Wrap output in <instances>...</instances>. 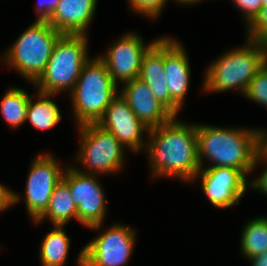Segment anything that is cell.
<instances>
[{"label":"cell","instance_id":"cell-15","mask_svg":"<svg viewBox=\"0 0 267 266\" xmlns=\"http://www.w3.org/2000/svg\"><path fill=\"white\" fill-rule=\"evenodd\" d=\"M120 95L127 101L136 117L149 129L168 122L174 116L139 78L124 83Z\"/></svg>","mask_w":267,"mask_h":266},{"label":"cell","instance_id":"cell-19","mask_svg":"<svg viewBox=\"0 0 267 266\" xmlns=\"http://www.w3.org/2000/svg\"><path fill=\"white\" fill-rule=\"evenodd\" d=\"M71 238H68L64 227L55 225L42 240L40 259L42 266H64L70 249Z\"/></svg>","mask_w":267,"mask_h":266},{"label":"cell","instance_id":"cell-10","mask_svg":"<svg viewBox=\"0 0 267 266\" xmlns=\"http://www.w3.org/2000/svg\"><path fill=\"white\" fill-rule=\"evenodd\" d=\"M63 169L50 153L37 156L31 164L24 197L33 221L47 209L53 190L63 177Z\"/></svg>","mask_w":267,"mask_h":266},{"label":"cell","instance_id":"cell-30","mask_svg":"<svg viewBox=\"0 0 267 266\" xmlns=\"http://www.w3.org/2000/svg\"><path fill=\"white\" fill-rule=\"evenodd\" d=\"M267 131L259 129V153L267 159Z\"/></svg>","mask_w":267,"mask_h":266},{"label":"cell","instance_id":"cell-17","mask_svg":"<svg viewBox=\"0 0 267 266\" xmlns=\"http://www.w3.org/2000/svg\"><path fill=\"white\" fill-rule=\"evenodd\" d=\"M164 74V37H160L144 54L139 79L149 86L157 100L171 112V96Z\"/></svg>","mask_w":267,"mask_h":266},{"label":"cell","instance_id":"cell-6","mask_svg":"<svg viewBox=\"0 0 267 266\" xmlns=\"http://www.w3.org/2000/svg\"><path fill=\"white\" fill-rule=\"evenodd\" d=\"M60 35L47 21H35L15 40L3 60L34 84L45 71Z\"/></svg>","mask_w":267,"mask_h":266},{"label":"cell","instance_id":"cell-21","mask_svg":"<svg viewBox=\"0 0 267 266\" xmlns=\"http://www.w3.org/2000/svg\"><path fill=\"white\" fill-rule=\"evenodd\" d=\"M241 251L250 259L267 251V217L250 220L241 235Z\"/></svg>","mask_w":267,"mask_h":266},{"label":"cell","instance_id":"cell-2","mask_svg":"<svg viewBox=\"0 0 267 266\" xmlns=\"http://www.w3.org/2000/svg\"><path fill=\"white\" fill-rule=\"evenodd\" d=\"M243 129L196 124L200 167L204 157L213 162L210 167H232L246 177L257 166L259 130Z\"/></svg>","mask_w":267,"mask_h":266},{"label":"cell","instance_id":"cell-33","mask_svg":"<svg viewBox=\"0 0 267 266\" xmlns=\"http://www.w3.org/2000/svg\"><path fill=\"white\" fill-rule=\"evenodd\" d=\"M262 2H263V7L267 6V0H262Z\"/></svg>","mask_w":267,"mask_h":266},{"label":"cell","instance_id":"cell-31","mask_svg":"<svg viewBox=\"0 0 267 266\" xmlns=\"http://www.w3.org/2000/svg\"><path fill=\"white\" fill-rule=\"evenodd\" d=\"M252 261V266H267V251L263 254L253 256L249 259Z\"/></svg>","mask_w":267,"mask_h":266},{"label":"cell","instance_id":"cell-7","mask_svg":"<svg viewBox=\"0 0 267 266\" xmlns=\"http://www.w3.org/2000/svg\"><path fill=\"white\" fill-rule=\"evenodd\" d=\"M81 133V148L76 159L90 170L79 172L87 175L116 173L123 166L124 146L111 133L100 128L97 124L79 126Z\"/></svg>","mask_w":267,"mask_h":266},{"label":"cell","instance_id":"cell-18","mask_svg":"<svg viewBox=\"0 0 267 266\" xmlns=\"http://www.w3.org/2000/svg\"><path fill=\"white\" fill-rule=\"evenodd\" d=\"M72 218L77 220V208L70 194L69 186L61 179L55 186L45 212L34 222L49 219L54 225L65 226Z\"/></svg>","mask_w":267,"mask_h":266},{"label":"cell","instance_id":"cell-5","mask_svg":"<svg viewBox=\"0 0 267 266\" xmlns=\"http://www.w3.org/2000/svg\"><path fill=\"white\" fill-rule=\"evenodd\" d=\"M87 40V34L58 37L45 71L34 83L39 92L56 95L66 89L73 90L83 65L90 59Z\"/></svg>","mask_w":267,"mask_h":266},{"label":"cell","instance_id":"cell-16","mask_svg":"<svg viewBox=\"0 0 267 266\" xmlns=\"http://www.w3.org/2000/svg\"><path fill=\"white\" fill-rule=\"evenodd\" d=\"M96 5L97 0H60L47 22L61 34L86 35Z\"/></svg>","mask_w":267,"mask_h":266},{"label":"cell","instance_id":"cell-8","mask_svg":"<svg viewBox=\"0 0 267 266\" xmlns=\"http://www.w3.org/2000/svg\"><path fill=\"white\" fill-rule=\"evenodd\" d=\"M134 244L135 230L115 224L83 247L78 266H125Z\"/></svg>","mask_w":267,"mask_h":266},{"label":"cell","instance_id":"cell-3","mask_svg":"<svg viewBox=\"0 0 267 266\" xmlns=\"http://www.w3.org/2000/svg\"><path fill=\"white\" fill-rule=\"evenodd\" d=\"M242 48L231 50L211 63L205 74L206 92L239 90L245 93L251 80L267 62V44L247 40Z\"/></svg>","mask_w":267,"mask_h":266},{"label":"cell","instance_id":"cell-27","mask_svg":"<svg viewBox=\"0 0 267 266\" xmlns=\"http://www.w3.org/2000/svg\"><path fill=\"white\" fill-rule=\"evenodd\" d=\"M36 6L38 18L36 21H48L52 13L55 11L60 0H38Z\"/></svg>","mask_w":267,"mask_h":266},{"label":"cell","instance_id":"cell-9","mask_svg":"<svg viewBox=\"0 0 267 266\" xmlns=\"http://www.w3.org/2000/svg\"><path fill=\"white\" fill-rule=\"evenodd\" d=\"M62 180L69 186L77 220L93 230H99L106 215L104 190L95 175L79 172L75 167L65 168Z\"/></svg>","mask_w":267,"mask_h":266},{"label":"cell","instance_id":"cell-28","mask_svg":"<svg viewBox=\"0 0 267 266\" xmlns=\"http://www.w3.org/2000/svg\"><path fill=\"white\" fill-rule=\"evenodd\" d=\"M20 198V195L0 184V212L19 202Z\"/></svg>","mask_w":267,"mask_h":266},{"label":"cell","instance_id":"cell-25","mask_svg":"<svg viewBox=\"0 0 267 266\" xmlns=\"http://www.w3.org/2000/svg\"><path fill=\"white\" fill-rule=\"evenodd\" d=\"M168 0H129L130 6L137 13L149 18H156L164 8Z\"/></svg>","mask_w":267,"mask_h":266},{"label":"cell","instance_id":"cell-13","mask_svg":"<svg viewBox=\"0 0 267 266\" xmlns=\"http://www.w3.org/2000/svg\"><path fill=\"white\" fill-rule=\"evenodd\" d=\"M197 177L201 178L204 194L217 208L238 204L248 186L246 177L232 167H202Z\"/></svg>","mask_w":267,"mask_h":266},{"label":"cell","instance_id":"cell-11","mask_svg":"<svg viewBox=\"0 0 267 266\" xmlns=\"http://www.w3.org/2000/svg\"><path fill=\"white\" fill-rule=\"evenodd\" d=\"M157 40L145 46L142 38L136 33L124 34L99 58L106 64L114 82L118 84L120 81L124 84L139 78L142 58Z\"/></svg>","mask_w":267,"mask_h":266},{"label":"cell","instance_id":"cell-4","mask_svg":"<svg viewBox=\"0 0 267 266\" xmlns=\"http://www.w3.org/2000/svg\"><path fill=\"white\" fill-rule=\"evenodd\" d=\"M117 87L106 64L99 57L89 59L83 65L77 83L70 91L74 118L78 126L96 124L118 95Z\"/></svg>","mask_w":267,"mask_h":266},{"label":"cell","instance_id":"cell-32","mask_svg":"<svg viewBox=\"0 0 267 266\" xmlns=\"http://www.w3.org/2000/svg\"><path fill=\"white\" fill-rule=\"evenodd\" d=\"M177 1L178 3H182V4H195V2H200L201 0H175Z\"/></svg>","mask_w":267,"mask_h":266},{"label":"cell","instance_id":"cell-24","mask_svg":"<svg viewBox=\"0 0 267 266\" xmlns=\"http://www.w3.org/2000/svg\"><path fill=\"white\" fill-rule=\"evenodd\" d=\"M247 27V39L267 44V6L261 8L257 16Z\"/></svg>","mask_w":267,"mask_h":266},{"label":"cell","instance_id":"cell-23","mask_svg":"<svg viewBox=\"0 0 267 266\" xmlns=\"http://www.w3.org/2000/svg\"><path fill=\"white\" fill-rule=\"evenodd\" d=\"M244 96L263 106H267V62L251 80Z\"/></svg>","mask_w":267,"mask_h":266},{"label":"cell","instance_id":"cell-14","mask_svg":"<svg viewBox=\"0 0 267 266\" xmlns=\"http://www.w3.org/2000/svg\"><path fill=\"white\" fill-rule=\"evenodd\" d=\"M164 73L171 96V113L176 116L188 91L190 65L185 48L169 37H164Z\"/></svg>","mask_w":267,"mask_h":266},{"label":"cell","instance_id":"cell-22","mask_svg":"<svg viewBox=\"0 0 267 266\" xmlns=\"http://www.w3.org/2000/svg\"><path fill=\"white\" fill-rule=\"evenodd\" d=\"M29 99L30 95L23 89L16 87L6 91L0 104V110L8 125L16 128L27 121Z\"/></svg>","mask_w":267,"mask_h":266},{"label":"cell","instance_id":"cell-29","mask_svg":"<svg viewBox=\"0 0 267 266\" xmlns=\"http://www.w3.org/2000/svg\"><path fill=\"white\" fill-rule=\"evenodd\" d=\"M264 160V162L267 163V159H265L260 153H258V156L256 158V163L259 164L261 160ZM262 172V174L255 178L254 181H251L250 187L259 190L260 192L264 193L267 195V166Z\"/></svg>","mask_w":267,"mask_h":266},{"label":"cell","instance_id":"cell-1","mask_svg":"<svg viewBox=\"0 0 267 266\" xmlns=\"http://www.w3.org/2000/svg\"><path fill=\"white\" fill-rule=\"evenodd\" d=\"M146 151L153 176L195 180L201 169L198 160L196 125H186L173 116L168 122L148 131Z\"/></svg>","mask_w":267,"mask_h":266},{"label":"cell","instance_id":"cell-12","mask_svg":"<svg viewBox=\"0 0 267 266\" xmlns=\"http://www.w3.org/2000/svg\"><path fill=\"white\" fill-rule=\"evenodd\" d=\"M96 124L113 134L131 152L136 153L141 148L146 147V143L143 142V132L150 129L136 117L127 101L120 94L111 101Z\"/></svg>","mask_w":267,"mask_h":266},{"label":"cell","instance_id":"cell-20","mask_svg":"<svg viewBox=\"0 0 267 266\" xmlns=\"http://www.w3.org/2000/svg\"><path fill=\"white\" fill-rule=\"evenodd\" d=\"M37 101L33 103V98L30 96L26 120L38 130L51 129L61 120L60 110L57 104L50 98L54 94H46L39 92Z\"/></svg>","mask_w":267,"mask_h":266},{"label":"cell","instance_id":"cell-26","mask_svg":"<svg viewBox=\"0 0 267 266\" xmlns=\"http://www.w3.org/2000/svg\"><path fill=\"white\" fill-rule=\"evenodd\" d=\"M233 2L244 13L247 25L254 20L263 7L262 0H233Z\"/></svg>","mask_w":267,"mask_h":266}]
</instances>
